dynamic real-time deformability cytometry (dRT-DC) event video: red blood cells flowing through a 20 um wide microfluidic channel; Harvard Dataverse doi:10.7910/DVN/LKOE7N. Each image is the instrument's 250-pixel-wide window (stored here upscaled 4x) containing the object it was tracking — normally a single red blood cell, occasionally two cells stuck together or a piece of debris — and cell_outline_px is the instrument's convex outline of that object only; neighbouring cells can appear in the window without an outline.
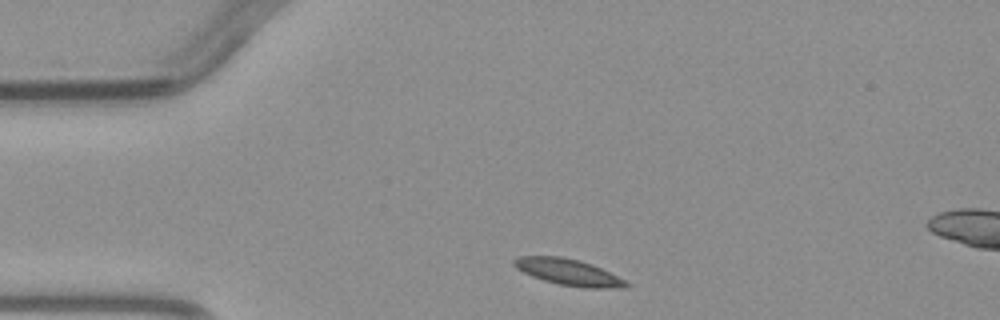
{"species": "common noctule bat (a hibernating species)", "species_latin": "Nyctalus noctula", "temperature_condition": "warm", "stored_images_in_passage": 3, "segment_of_instrument_passage": [1, 2], "camera_frame_rate_fps": 3000, "um_per_image_px": 0.085, "animal": {"sex": "male", "body_mass_g": 23.1, "forearm_length_mm": 52.7}, "frame": {"image": 1, "passage_image": 1, "time_ms": 0.0, "image_size_px": [1000, 320], "cell_outline_px": [[632, 284], [624, 288], [584, 288], [560, 284], [544, 280], [532, 276], [516, 268], [512, 264], [512, 260], [520, 256], [560, 256], [580, 260], [592, 264]], "centroid_in_image_um": [48.31, 23.13], "position_along_channel_um": 36.7, "area_um2": 17.11}}